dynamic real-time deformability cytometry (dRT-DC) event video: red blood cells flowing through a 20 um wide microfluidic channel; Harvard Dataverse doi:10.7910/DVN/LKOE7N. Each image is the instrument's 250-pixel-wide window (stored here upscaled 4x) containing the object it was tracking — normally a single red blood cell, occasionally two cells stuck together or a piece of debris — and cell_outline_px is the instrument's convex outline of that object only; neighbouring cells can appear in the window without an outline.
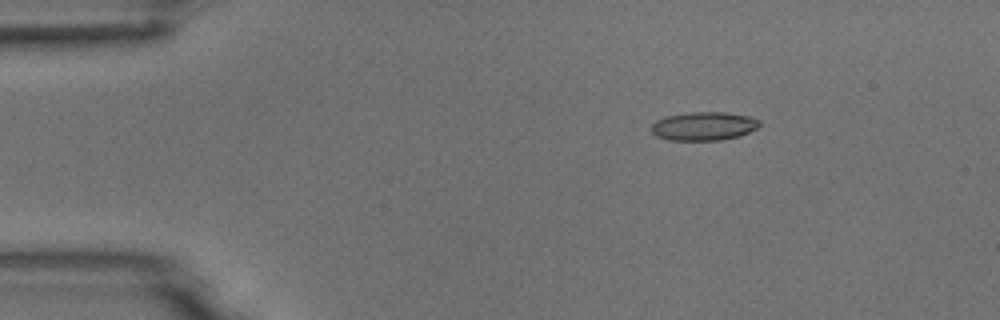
{"species": "common noctule bat (a hibernating species)", "species_latin": "Nyctalus noctula", "temperature_condition": "room temperature", "stored_images_in_passage": 5, "segment_of_instrument_passage": [2, 2], "camera_frame_rate_fps": 3000, "um_per_image_px": 0.085, "animal": {"sex": "male", "body_mass_g": 18.8}, "frame": {"image": 1, "passage_image": 5, "time_ms": 4.667, "image_size_px": [1000, 320], "cell_outline_px": [[760, 124], [756, 128], [740, 136], [720, 140], [668, 140], [656, 136], [652, 132], [652, 124], [656, 120], [664, 116], [692, 112], [724, 112], [748, 116], [760, 120]], "centroid_in_image_um": [59.8, 10.72], "position_along_channel_um": 25.2, "area_um2": 17.98}}